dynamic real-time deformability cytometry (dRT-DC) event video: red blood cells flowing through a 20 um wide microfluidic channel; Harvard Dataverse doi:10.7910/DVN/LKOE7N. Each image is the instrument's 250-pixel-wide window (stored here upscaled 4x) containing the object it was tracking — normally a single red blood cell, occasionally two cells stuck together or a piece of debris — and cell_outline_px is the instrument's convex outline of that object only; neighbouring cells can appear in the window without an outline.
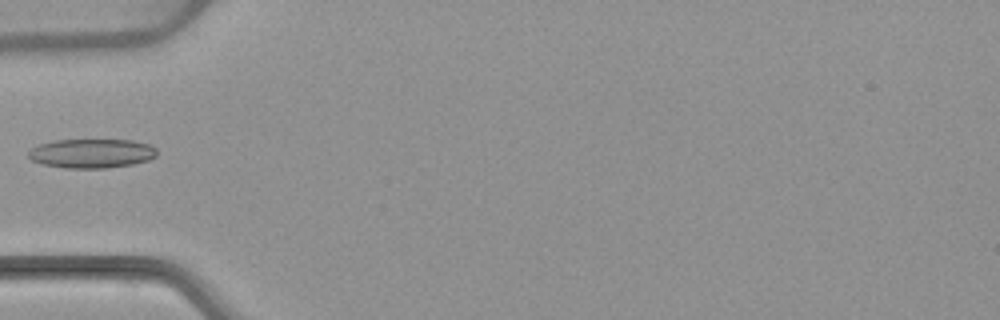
{"species": "common noctule bat (a hibernating species)", "species_latin": "Nyctalus noctula", "temperature_condition": "warm", "stored_images_in_passage": 2, "camera_frame_rate_fps": 3000, "um_per_image_px": 0.085, "animal": {"sex": "female", "body_mass_g": 22.7, "forearm_length_mm": 54.2}, "frame": {"image": 1, "passage_image": 2, "time_ms": 1.333, "image_size_px": [1000, 320], "cell_outline_px": [[156, 156], [148, 160], [132, 164], [108, 168], [64, 168], [44, 164], [32, 160], [28, 156], [28, 152], [32, 148], [40, 144], [56, 140], [132, 140], [148, 144], [156, 148]], "centroid_in_image_um": [7.8, 13.04], "position_along_channel_um": 77.2, "area_um2": 21.73}}